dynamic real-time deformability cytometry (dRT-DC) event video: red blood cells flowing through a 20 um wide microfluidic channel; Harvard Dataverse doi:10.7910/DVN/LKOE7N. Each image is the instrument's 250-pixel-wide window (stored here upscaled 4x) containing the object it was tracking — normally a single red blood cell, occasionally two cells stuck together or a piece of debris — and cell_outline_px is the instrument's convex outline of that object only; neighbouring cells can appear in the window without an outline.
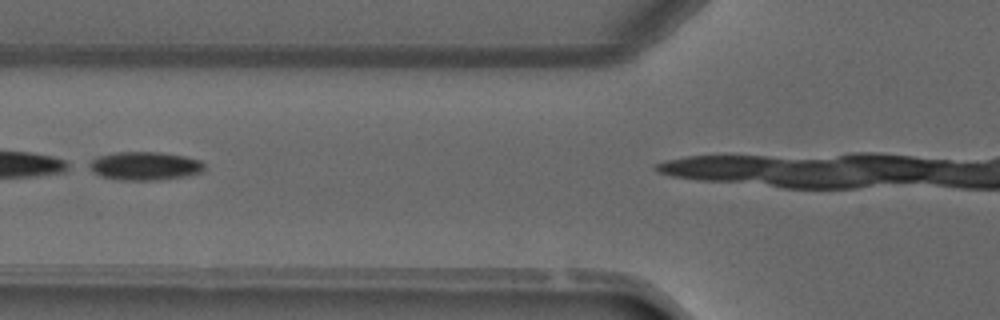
{"species": "common noctule bat (a hibernating species)", "species_latin": "Nyctalus noctula", "temperature_condition": "warm", "stored_images_in_passage": 8, "camera_frame_rate_fps": 3000, "um_per_image_px": 0.085, "animal": {"sex": "male", "forearm_length_mm": 52.5}, "frame": {"image": 1, "passage_image": 7, "time_ms": 7.0, "image_size_px": [1000, 320], "cell_outline_px": [[204, 168], [200, 172], [184, 176], [156, 180], [128, 180], [100, 176], [92, 172], [84, 164], [100, 156], [116, 152], [160, 152], [184, 156], [200, 160], [204, 164]], "centroid_in_image_um": [12.25, 14.1], "position_along_channel_um": 113.5, "area_um2": 18.96}}